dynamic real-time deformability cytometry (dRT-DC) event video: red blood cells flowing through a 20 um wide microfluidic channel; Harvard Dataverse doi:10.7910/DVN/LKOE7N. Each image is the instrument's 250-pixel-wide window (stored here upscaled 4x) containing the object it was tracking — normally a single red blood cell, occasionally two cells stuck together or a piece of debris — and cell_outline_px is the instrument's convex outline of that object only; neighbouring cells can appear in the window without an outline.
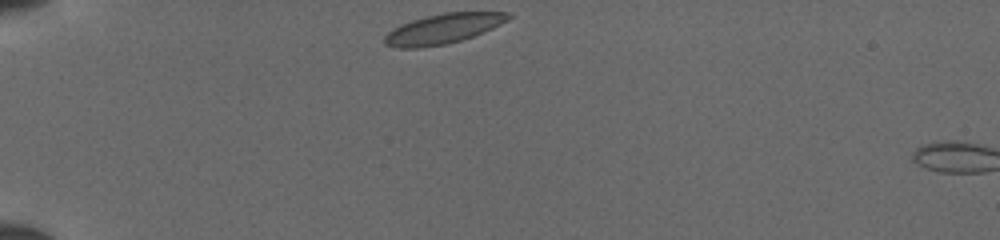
{"species": "common noctule bat (a hibernating species)", "species_latin": "Nyctalus noctula", "temperature_condition": "cold", "stored_images_in_passage": 3, "camera_frame_rate_fps": 3000, "um_per_image_px": 0.085, "animal": {"sex": "female", "body_mass_g": 19.5, "forearm_length_mm": 54.1}, "frame": {"image": 1, "passage_image": 1, "time_ms": 0.0, "image_size_px": [1000, 240], "cell_outline_px": [[512, 16], [508, 20], [492, 28], [472, 36], [448, 44], [416, 48], [400, 48], [384, 44], [384, 36], [392, 28], [400, 24], [412, 20], [444, 12], [512, 12]], "centroid_in_image_um": [37.65, 2.44], "position_along_channel_um": 47.3, "area_um2": 21.5}}